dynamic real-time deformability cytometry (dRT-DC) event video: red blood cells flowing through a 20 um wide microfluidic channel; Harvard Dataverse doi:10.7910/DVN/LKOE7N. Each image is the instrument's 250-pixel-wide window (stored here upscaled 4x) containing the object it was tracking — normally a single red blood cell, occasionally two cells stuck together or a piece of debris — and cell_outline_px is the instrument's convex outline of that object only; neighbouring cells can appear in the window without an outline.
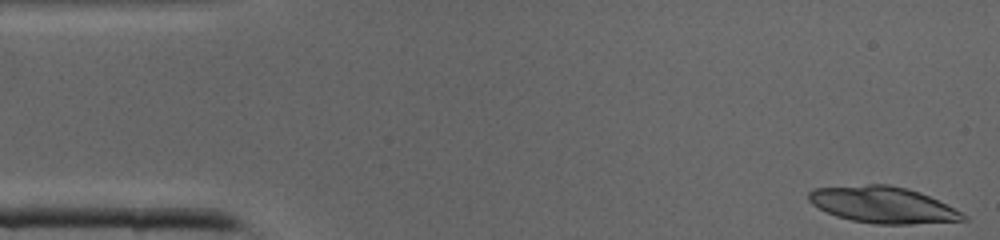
{"species": "common noctule bat (a hibernating species)", "species_latin": "Nyctalus noctula", "temperature_condition": "cold", "stored_images_in_passage": 29, "segment_of_instrument_passage": [1, 2], "camera_frame_rate_fps": 3000, "um_per_image_px": 0.085, "animal": {"sex": "male", "body_mass_g": 19.0, "forearm_length_mm": 50.8}, "frame": {"image": 1, "passage_image": 1, "time_ms": 0.0, "image_size_px": [1000, 240], "cell_outline_px": [[968, 220], [912, 224], [876, 224], [852, 220], [836, 216], [812, 204], [808, 200], [808, 192], [812, 188], [868, 184], [888, 184], [908, 188], [920, 192], [968, 216]], "centroid_in_image_um": [75.01, 17.4], "position_along_channel_um": 10.0, "area_um2": 32.6}}